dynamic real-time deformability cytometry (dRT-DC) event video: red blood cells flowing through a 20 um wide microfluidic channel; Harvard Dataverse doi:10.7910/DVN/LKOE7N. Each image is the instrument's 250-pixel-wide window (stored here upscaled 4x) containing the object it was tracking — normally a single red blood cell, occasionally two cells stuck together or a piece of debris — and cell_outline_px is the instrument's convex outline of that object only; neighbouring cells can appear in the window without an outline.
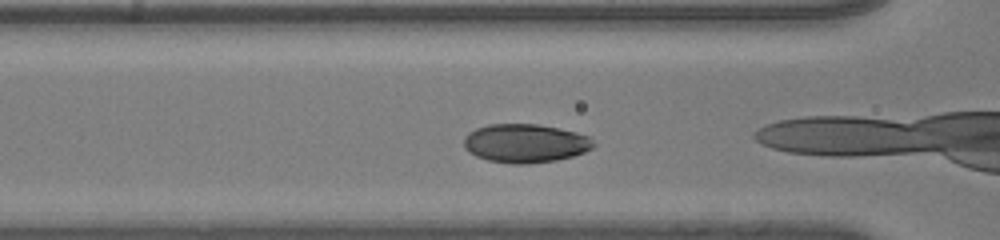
{"species": "human", "species_latin": "Homo sapiens", "temperature_condition": "room temperature", "stored_images_in_passage": 33, "camera_frame_rate_fps": 3000, "um_per_image_px": 0.085, "donor": {"sex": "male"}, "frame": {"image": 1, "passage_image": 9, "time_ms": 2.667, "image_size_px": [1000, 240], "cell_outline_px": [[596, 144], [592, 148], [584, 152], [572, 156], [556, 160], [528, 164], [512, 164], [488, 160], [476, 156], [468, 152], [464, 148], [464, 136], [468, 132], [476, 128], [488, 124], [536, 124], [576, 132], [588, 136]], "centroid_in_image_um": [44.61, 12.18], "position_along_channel_um": 122.0, "area_um2": 29.25}}
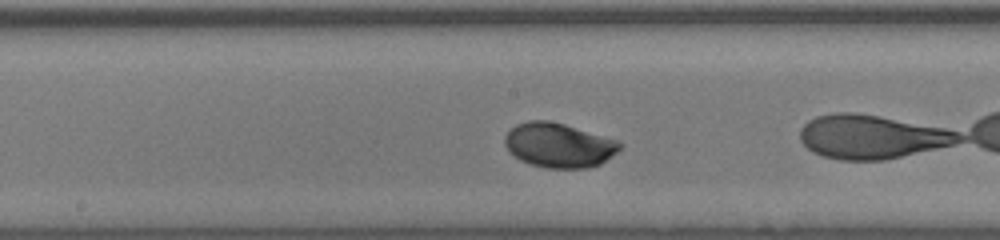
{"frame": {"image": 2, "passage_image": 15, "time_ms": 4.667, "image_size_px": [1000, 240], "cell_outline_px": [[624, 144], [616, 152], [600, 164], [588, 168], [544, 168], [528, 164], [520, 160], [504, 144], [504, 136], [516, 124], [528, 120], [548, 120], [564, 124], [616, 140]], "centroid_in_image_um": [47.48, 12.35], "position_along_channel_um": 200.7, "area_um2": 29.65}}
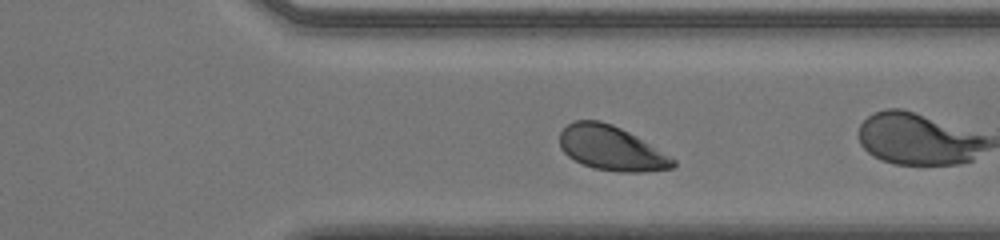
{"frame": {"image": 3, "passage_image": 27, "time_ms": 8.667, "image_size_px": [1000, 240], "cell_outline_px": [[676, 164], [672, 168], [640, 172], [620, 172], [592, 168], [568, 156], [560, 148], [560, 132], [568, 124], [576, 120], [600, 120], [612, 124], [636, 136], [676, 160]], "centroid_in_image_um": [51.94, 12.6], "position_along_channel_um": 359.5, "area_um2": 29.07}, "authors_computed_cell_mechanics": {"area_um2": 29.2468, "velocity_mm_per_s": 3.9524, "shape_relaxation_time_tau1_ms": 2.0888, "shape_relaxation_time_tau2_ms": null, "deformation_change_tau1": 0.1342, "deformation_change_tau2": null}}